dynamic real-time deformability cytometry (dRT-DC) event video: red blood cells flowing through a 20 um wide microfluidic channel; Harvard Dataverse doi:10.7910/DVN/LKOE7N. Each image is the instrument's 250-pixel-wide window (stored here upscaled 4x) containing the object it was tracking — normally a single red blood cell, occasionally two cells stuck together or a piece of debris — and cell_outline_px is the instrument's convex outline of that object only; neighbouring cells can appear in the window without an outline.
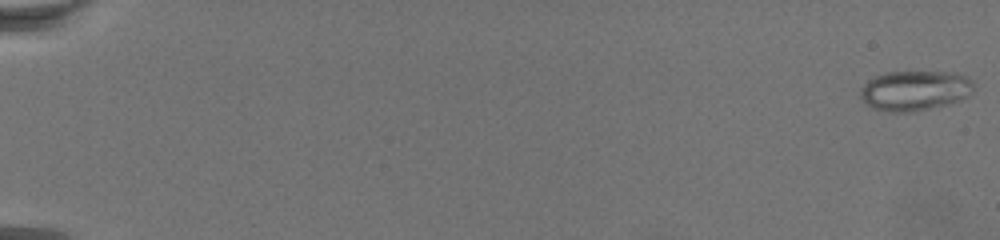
{"species": "common noctule bat (a hibernating species)", "species_latin": "Nyctalus noctula", "temperature_condition": "warm", "stored_images_in_passage": 74, "camera_frame_rate_fps": 3000, "um_per_image_px": 0.085, "animal": {"sex": "female", "body_mass_g": 19.5, "forearm_length_mm": 54.1}, "frame": {"image": 1, "passage_image": 1, "time_ms": 0.0, "image_size_px": [1000, 240], "cell_outline_px": [[972, 88], [968, 96], [960, 100], [948, 104], [912, 112], [892, 112], [872, 108], [860, 100], [860, 88], [868, 80], [884, 72], [952, 72], [964, 76], [972, 80]], "centroid_in_image_um": [77.71, 7.7], "position_along_channel_um": 7.3, "area_um2": 26.41}}
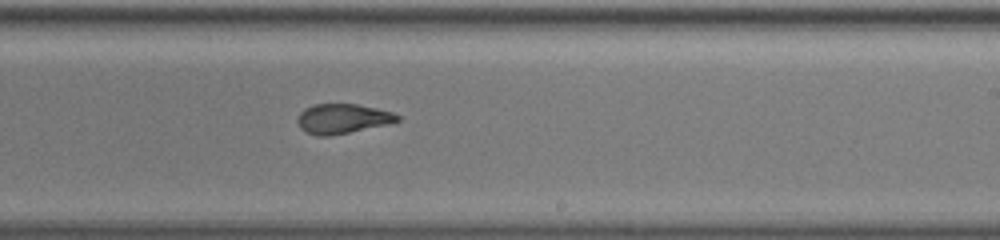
{"frame": {"image": 2, "passage_image": 48, "time_ms": 15.667, "image_size_px": [1000, 240], "cell_outline_px": [[400, 120], [388, 124], [328, 136], [316, 136], [304, 132], [300, 128], [296, 120], [300, 112], [304, 108], [316, 104], [356, 104], [376, 108], [392, 112], [400, 116]], "centroid_in_image_um": [29.07, 10.09], "position_along_channel_um": 259.9, "area_um2": 17.28}}
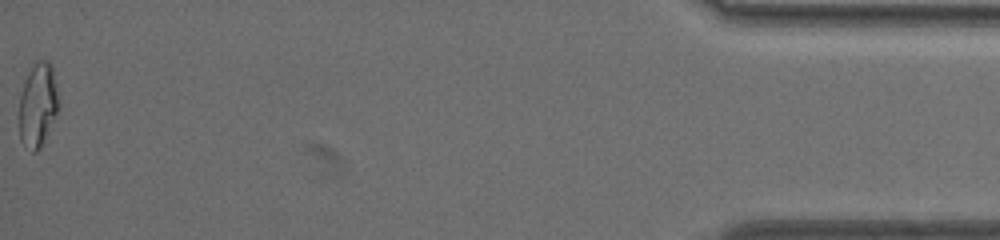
{"frame": {"image": 3, "passage_image": 74, "time_ms": 24.333, "image_size_px": [1000, 240], "cell_outline_px": [[60, 104], [40, 148], [36, 152], [32, 152], [20, 140], [20, 96], [24, 80], [28, 72], [36, 60], [48, 60], [52, 64]], "centroid_in_image_um": [3.22, 8.86], "position_along_channel_um": 432.0, "area_um2": 19.19}}